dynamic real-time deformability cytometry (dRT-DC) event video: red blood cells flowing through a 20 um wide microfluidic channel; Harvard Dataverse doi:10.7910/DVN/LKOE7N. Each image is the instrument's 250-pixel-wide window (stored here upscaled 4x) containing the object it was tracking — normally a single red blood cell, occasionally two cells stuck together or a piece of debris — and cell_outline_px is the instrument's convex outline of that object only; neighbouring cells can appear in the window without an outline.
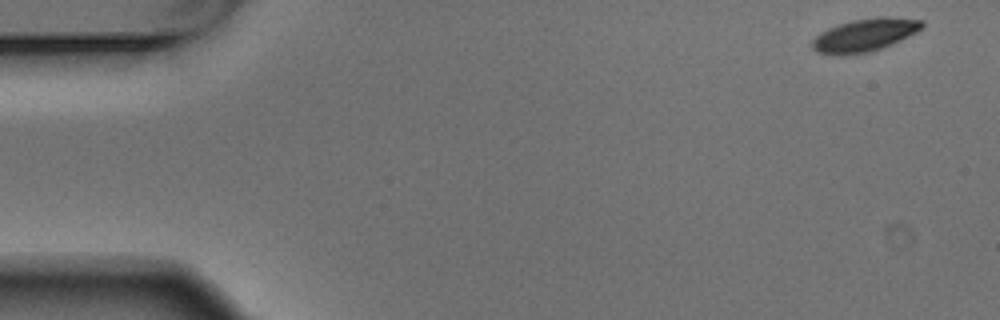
{"species": "Egyptian fruit bat (a non-hibernating species)", "species_latin": "Rousettus aegyptiacus", "temperature_condition": "warm", "stored_images_in_passage": 5, "camera_frame_rate_fps": 3000, "um_per_image_px": 0.085, "animal": {"sex": "male"}, "frame": {"image": 1, "passage_image": 1, "time_ms": 0.0, "image_size_px": [1000, 320], "cell_outline_px": [[924, 28], [892, 44], [868, 52], [844, 56], [832, 56], [816, 52], [812, 48], [812, 40], [820, 32], [828, 28], [852, 20], [880, 16], [888, 16], [924, 20]], "centroid_in_image_um": [73.49, 2.99], "position_along_channel_um": 11.5, "area_um2": 21.33}}
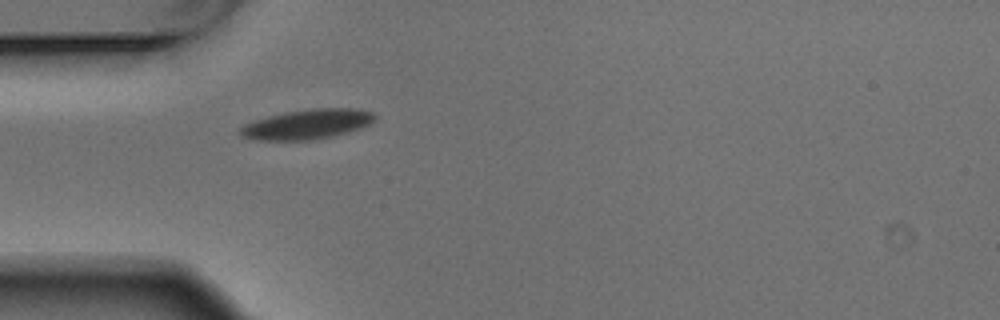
{"frame": {"image": 2, "passage_image": 5, "time_ms": 1.333, "image_size_px": [1000, 320], "cell_outline_px": [[376, 116], [368, 124], [360, 128], [312, 140], [256, 140], [240, 136], [236, 132], [244, 124], [268, 116], [284, 112], [312, 108], [360, 108], [372, 112]], "centroid_in_image_um": [26.05, 10.55], "position_along_channel_um": 59.0, "area_um2": 23.24}}